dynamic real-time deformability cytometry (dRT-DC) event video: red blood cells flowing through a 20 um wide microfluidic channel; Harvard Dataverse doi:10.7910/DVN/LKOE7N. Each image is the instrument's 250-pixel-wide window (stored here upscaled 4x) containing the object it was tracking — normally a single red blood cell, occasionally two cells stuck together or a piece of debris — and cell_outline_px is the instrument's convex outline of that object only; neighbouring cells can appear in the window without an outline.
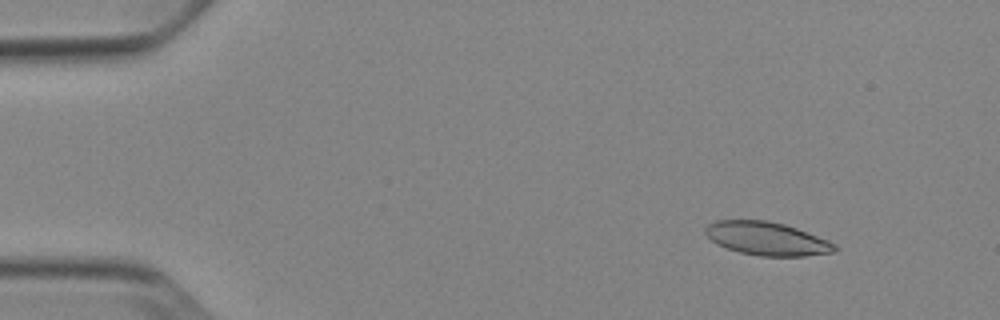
{"species": "Egyptian fruit bat (a non-hibernating species)", "species_latin": "Rousettus aegyptiacus", "temperature_condition": "cold", "stored_images_in_passage": 51, "camera_frame_rate_fps": 3000, "um_per_image_px": 0.085, "animal": {"sex": "female"}, "frame": {"image": 1, "passage_image": 5, "time_ms": 1.333, "image_size_px": [1000, 320], "cell_outline_px": [[840, 248], [836, 252], [804, 256], [760, 256], [740, 252], [716, 244], [704, 232], [704, 228], [708, 224], [716, 220], [768, 220], [784, 224], [796, 228], [828, 240], [836, 244]], "centroid_in_image_um": [65.21, 20.28], "position_along_channel_um": 19.8, "area_um2": 25.2}}
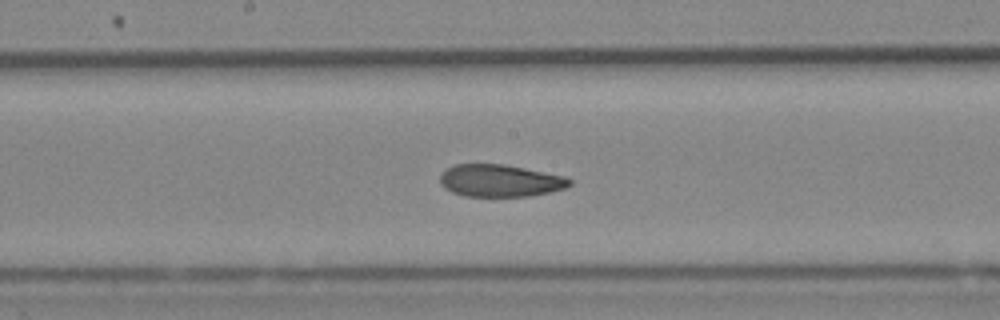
{"frame": {"image": 2, "passage_image": 27, "time_ms": 8.667, "image_size_px": [1000, 320], "cell_outline_px": [[572, 184], [568, 188], [528, 196], [464, 196], [452, 192], [444, 188], [440, 184], [440, 172], [452, 164], [504, 164], [564, 176], [572, 180]], "centroid_in_image_um": [42.47, 15.35], "position_along_channel_um": 205.7, "area_um2": 24.51}}
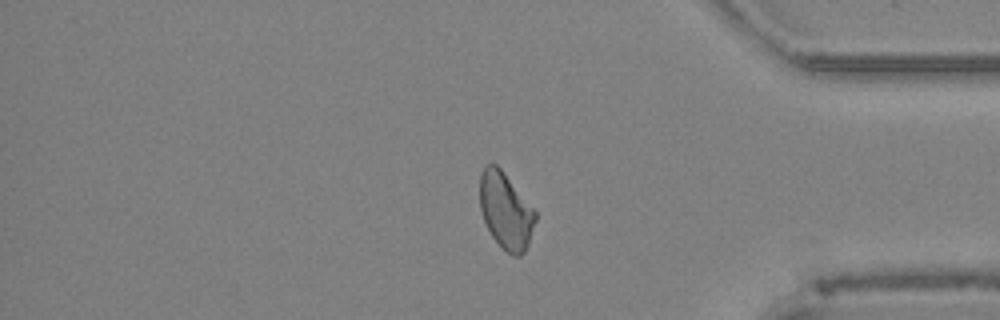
{"frame": {"image": 3, "passage_image": 43, "time_ms": 14.0, "image_size_px": [1000, 320], "cell_outline_px": [[536, 220], [528, 244], [524, 252], [520, 256], [512, 256], [492, 236], [484, 220], [480, 208], [480, 172], [488, 164], [496, 164], [500, 168], [536, 212]], "centroid_in_image_um": [42.98, 17.92], "position_along_channel_um": 392.2, "area_um2": 24.22}, "authors_computed_cell_mechanics": {"area_um2": 25.3742, "velocity_mm_per_s": 3.872, "shape_relaxation_time_tau1_ms": null, "shape_relaxation_time_tau2_ms": 2.889, "deformation_change_tau1": null, "deformation_change_tau2": 0.09}}